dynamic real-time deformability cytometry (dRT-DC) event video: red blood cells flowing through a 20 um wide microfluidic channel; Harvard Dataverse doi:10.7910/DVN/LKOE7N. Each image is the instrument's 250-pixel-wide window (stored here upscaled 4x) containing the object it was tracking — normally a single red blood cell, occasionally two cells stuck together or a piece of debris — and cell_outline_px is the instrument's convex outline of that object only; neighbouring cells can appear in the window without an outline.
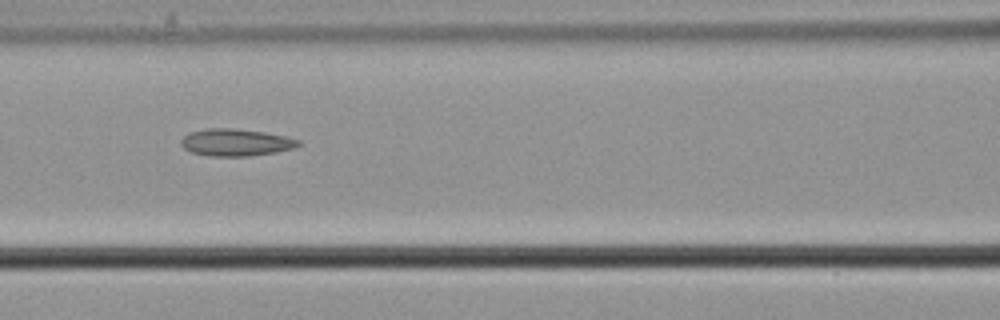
{"species": "common noctule bat (a hibernating species)", "species_latin": "Nyctalus noctula", "temperature_condition": "cold", "stored_images_in_passage": 7, "camera_frame_rate_fps": 3000, "um_per_image_px": 0.085, "animal": {"sex": "male", "body_mass_g": 21.5, "forearm_length_mm": 52.0}, "frame": {"image": 1, "passage_image": 6, "time_ms": 1.667, "image_size_px": [1000, 320], "cell_outline_px": [[300, 144], [292, 148], [276, 152], [248, 156], [208, 156], [192, 152], [184, 148], [180, 144], [180, 140], [188, 132], [208, 128], [236, 128], [264, 132], [288, 136], [300, 140]], "centroid_in_image_um": [20.03, 12.09], "position_along_channel_um": 146.6, "area_um2": 18.67}}
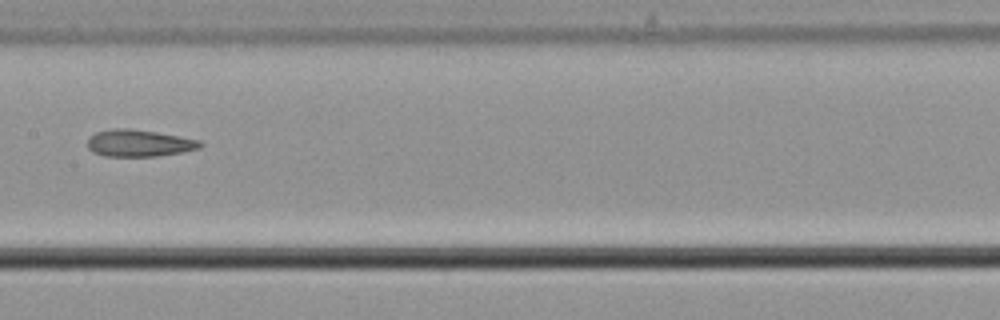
{"frame": {"image": 2, "passage_image": 7, "time_ms": 2.0, "image_size_px": [1000, 320], "cell_outline_px": [[204, 144], [200, 148], [180, 152], [156, 156], [104, 156], [92, 152], [88, 148], [88, 136], [96, 132], [112, 128], [128, 128], [156, 132], [200, 140]], "centroid_in_image_um": [11.78, 12.16], "position_along_channel_um": 195.6, "area_um2": 17.69}}